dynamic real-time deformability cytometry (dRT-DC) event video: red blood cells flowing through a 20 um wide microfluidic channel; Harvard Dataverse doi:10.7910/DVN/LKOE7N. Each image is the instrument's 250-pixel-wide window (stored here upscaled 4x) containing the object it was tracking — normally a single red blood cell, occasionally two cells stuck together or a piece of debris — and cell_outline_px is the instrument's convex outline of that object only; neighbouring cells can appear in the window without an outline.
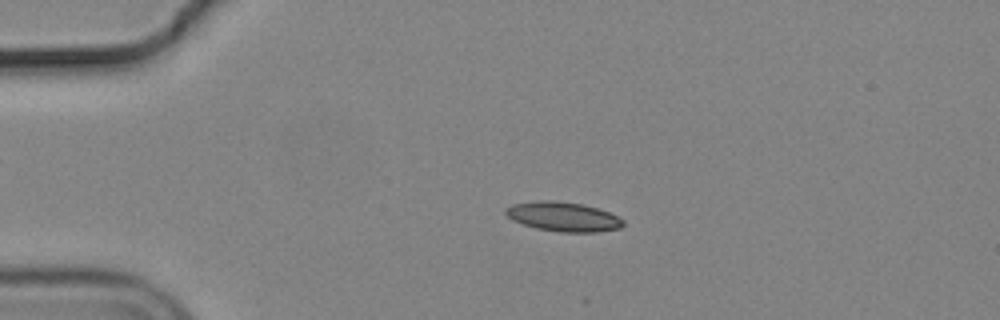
{"species": "common noctule bat (a hibernating species)", "species_latin": "Nyctalus noctula", "temperature_condition": "cold", "stored_images_in_passage": 55, "camera_frame_rate_fps": 3000, "um_per_image_px": 0.085, "animal": {"sex": "male", "body_mass_g": 19.2, "forearm_length_mm": 51.8}, "frame": {"image": 1, "passage_image": 12, "time_ms": 3.667, "image_size_px": [1000, 320], "cell_outline_px": [[624, 224], [620, 228], [596, 232], [560, 232], [536, 228], [512, 220], [504, 212], [504, 208], [512, 204], [540, 200], [552, 200], [580, 204], [596, 208], [620, 216], [624, 220]], "centroid_in_image_um": [47.87, 18.42], "position_along_channel_um": 37.1, "area_um2": 20.11}}
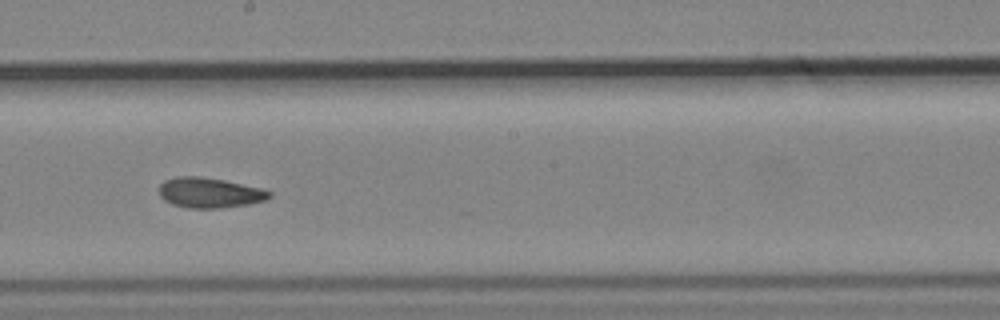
{"frame": {"image": 2, "passage_image": 31, "time_ms": 10.0, "image_size_px": [1000, 320], "cell_outline_px": [[272, 196], [268, 200], [248, 204], [220, 208], [188, 208], [172, 204], [164, 200], [160, 196], [160, 184], [164, 180], [176, 176], [200, 176], [224, 180], [264, 188], [272, 192]], "centroid_in_image_um": [17.85, 16.38], "position_along_channel_um": 230.3, "area_um2": 19.65}}
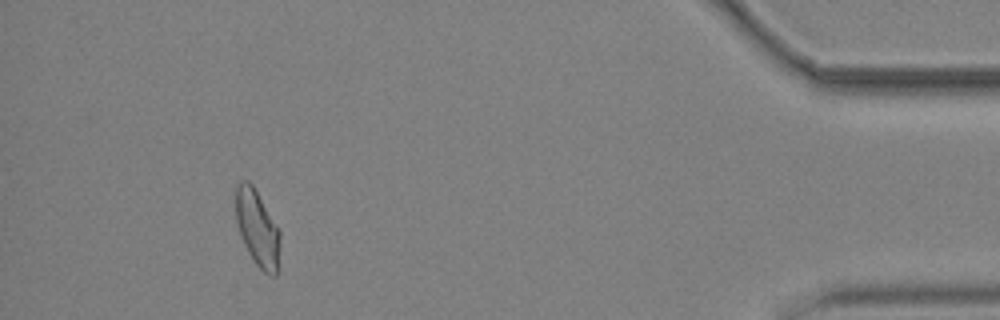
{"frame": {"image": 3, "passage_image": 51, "time_ms": 16.667, "image_size_px": [1000, 320], "cell_outline_px": [[280, 244], [276, 276], [272, 276], [264, 272], [252, 260], [240, 236], [236, 220], [236, 188], [244, 180], [248, 180], [252, 184], [280, 232]], "centroid_in_image_um": [21.87, 19.44], "position_along_channel_um": 413.3, "area_um2": 19.31}, "authors_computed_cell_mechanics": {"area_um2": 19.4786, "velocity_mm_per_s": 3.6755, "shape_relaxation_time_tau1_ms": null, "shape_relaxation_time_tau2_ms": 3.2767, "deformation_change_tau1": null, "deformation_change_tau2": 0.0875}}